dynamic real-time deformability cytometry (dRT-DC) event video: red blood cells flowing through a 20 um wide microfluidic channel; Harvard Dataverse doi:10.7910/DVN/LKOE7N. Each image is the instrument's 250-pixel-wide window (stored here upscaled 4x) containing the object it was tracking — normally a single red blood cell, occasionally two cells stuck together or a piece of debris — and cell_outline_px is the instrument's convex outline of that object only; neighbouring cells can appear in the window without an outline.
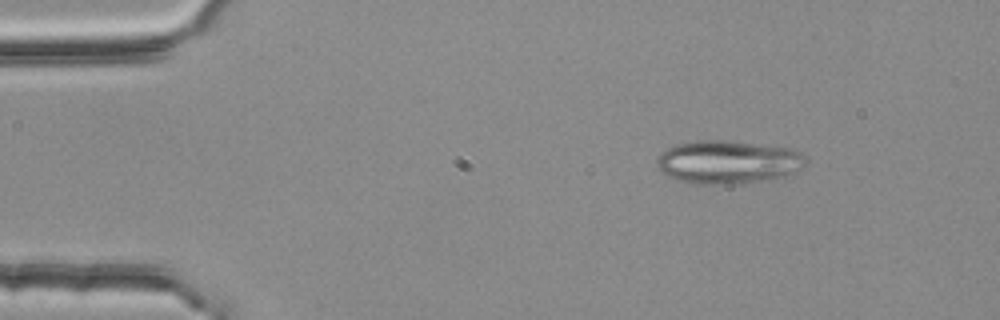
{"species": "common noctule bat (a hibernating species)", "species_latin": "Nyctalus noctula", "temperature_condition": "room temperature", "stored_images_in_passage": 3, "camera_frame_rate_fps": 3000, "um_per_image_px": 0.085, "animal": {"sex": "female", "body_mass_g": 25.1}, "frame": {"image": 1, "passage_image": 1, "time_ms": 0.0, "image_size_px": [1000, 320], "cell_outline_px": [[808, 160], [784, 176], [736, 184], [696, 184], [680, 180], [668, 176], [656, 168], [656, 160], [660, 152], [664, 148], [676, 144], [700, 140], [720, 140], [788, 148], [800, 152]], "centroid_in_image_um": [61.76, 13.77], "position_along_channel_um": 23.2, "area_um2": 36.99}}